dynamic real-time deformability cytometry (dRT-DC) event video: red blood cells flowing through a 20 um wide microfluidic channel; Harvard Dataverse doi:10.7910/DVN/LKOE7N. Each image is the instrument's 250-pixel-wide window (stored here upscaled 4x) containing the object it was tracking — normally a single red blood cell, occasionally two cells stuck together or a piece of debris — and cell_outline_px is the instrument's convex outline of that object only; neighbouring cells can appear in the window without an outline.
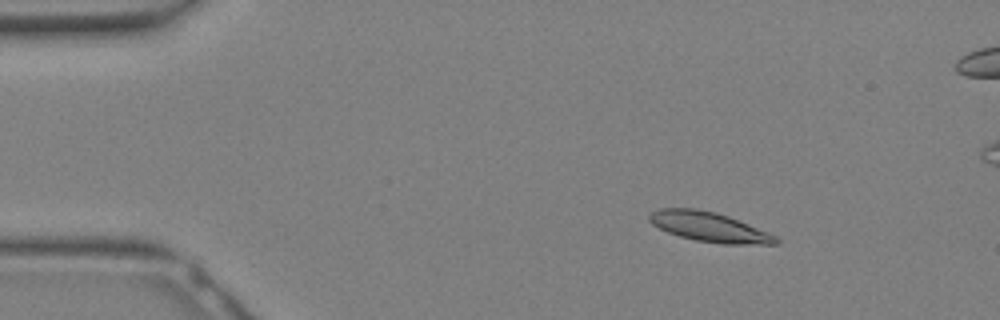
{"species": "Egyptian fruit bat (a non-hibernating species)", "species_latin": "Rousettus aegyptiacus", "temperature_condition": "warm", "stored_images_in_passage": 31, "camera_frame_rate_fps": 3000, "um_per_image_px": 0.085, "animal": {"sex": "female"}, "frame": {"image": 1, "passage_image": 4, "time_ms": 1.0, "image_size_px": [1000, 320], "cell_outline_px": [[780, 244], [720, 244], [696, 240], [680, 236], [668, 232], [652, 224], [648, 220], [648, 216], [652, 212], [660, 208], [696, 208], [716, 212], [728, 216], [768, 232], [776, 236], [780, 240]], "centroid_in_image_um": [60.29, 19.29], "position_along_channel_um": 24.7, "area_um2": 21.85}}
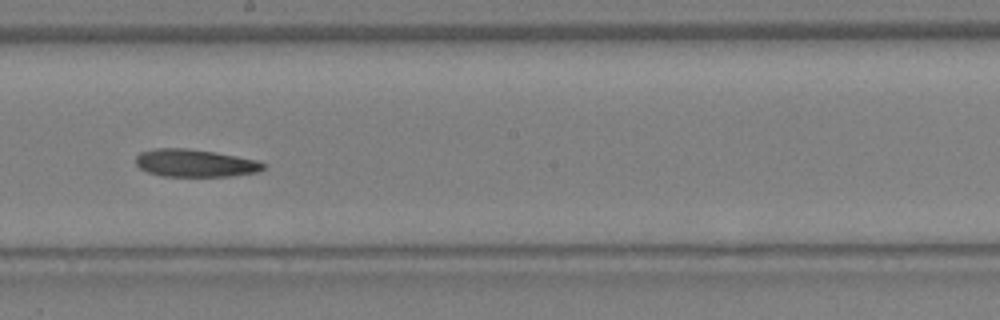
{"frame": {"image": 2, "passage_image": 17, "time_ms": 5.333, "image_size_px": [1000, 320], "cell_outline_px": [[264, 168], [256, 172], [232, 176], [160, 176], [148, 172], [140, 168], [136, 164], [136, 156], [140, 152], [152, 148], [188, 148], [216, 152], [256, 160], [264, 164]], "centroid_in_image_um": [16.53, 13.85], "position_along_channel_um": 231.7, "area_um2": 20.52}}
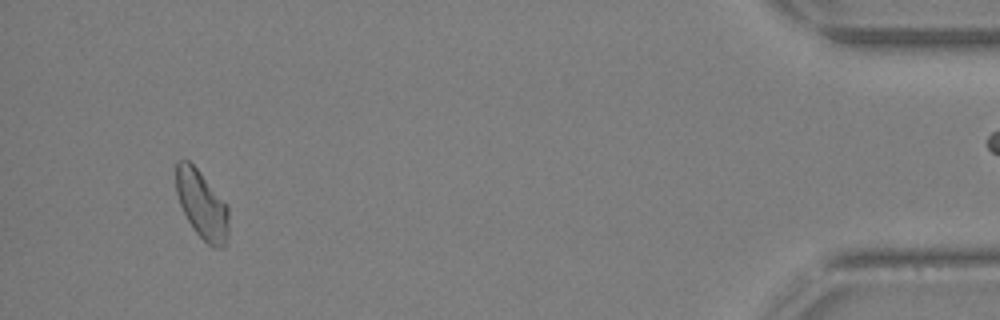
{"frame": {"image": 3, "passage_image": 29, "time_ms": 9.333, "image_size_px": [1000, 320], "cell_outline_px": [[228, 240], [224, 248], [212, 248], [192, 228], [180, 204], [176, 192], [176, 160], [188, 160], [200, 172], [228, 204]], "centroid_in_image_um": [17.18, 17.42], "position_along_channel_um": 418.0, "area_um2": 21.1}}